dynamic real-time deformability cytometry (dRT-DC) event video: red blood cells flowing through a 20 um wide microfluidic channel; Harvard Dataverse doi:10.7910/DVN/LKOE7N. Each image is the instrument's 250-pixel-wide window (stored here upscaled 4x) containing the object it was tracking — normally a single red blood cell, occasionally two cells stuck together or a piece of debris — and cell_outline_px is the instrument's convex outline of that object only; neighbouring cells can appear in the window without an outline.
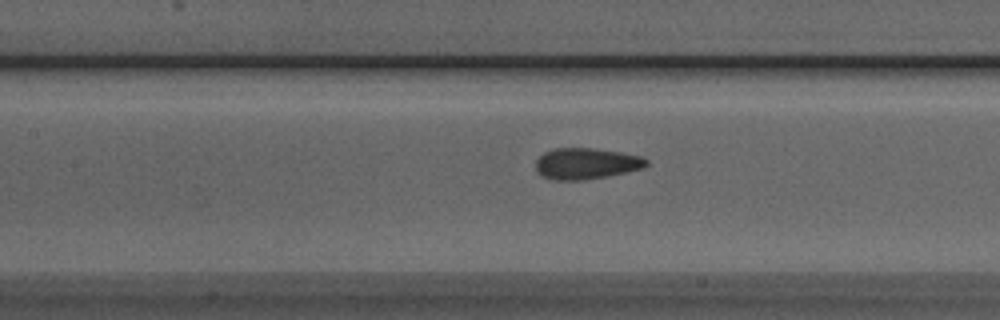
{"species": "Egyptian fruit bat (a non-hibernating species)", "species_latin": "Rousettus aegyptiacus", "temperature_condition": "room temperature", "stored_images_in_passage": 21, "camera_frame_rate_fps": 3000, "um_per_image_px": 0.085, "animal": {"sex": "male"}, "frame": {"image": 1, "passage_image": 15, "time_ms": 4.667, "image_size_px": [1000, 320], "cell_outline_px": [[648, 164], [640, 168], [624, 172], [584, 180], [552, 180], [540, 176], [536, 168], [536, 160], [544, 152], [556, 148], [592, 148], [620, 152], [640, 156], [648, 160]], "centroid_in_image_um": [49.77, 13.9], "position_along_channel_um": 157.6, "area_um2": 19.88}}
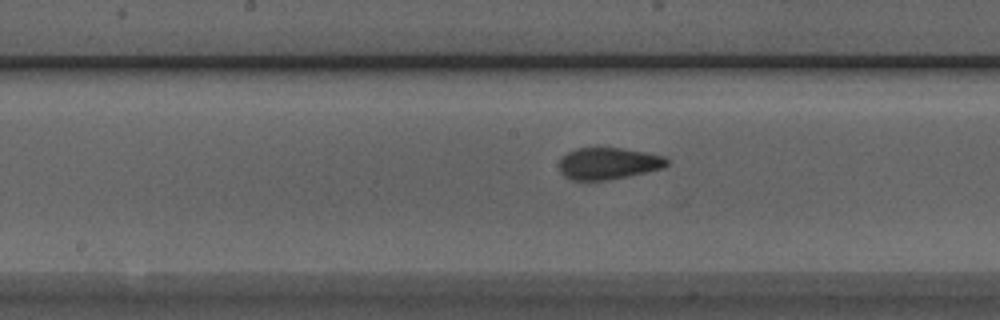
{"frame": {"image": 2, "passage_image": 18, "time_ms": 5.667, "image_size_px": [1000, 320], "cell_outline_px": [[668, 164], [664, 168], [628, 176], [608, 180], [572, 180], [564, 176], [560, 172], [560, 160], [568, 152], [576, 148], [620, 148], [644, 152], [664, 156], [668, 160]], "centroid_in_image_um": [51.71, 13.9], "position_along_channel_um": 196.5, "area_um2": 19.83}}